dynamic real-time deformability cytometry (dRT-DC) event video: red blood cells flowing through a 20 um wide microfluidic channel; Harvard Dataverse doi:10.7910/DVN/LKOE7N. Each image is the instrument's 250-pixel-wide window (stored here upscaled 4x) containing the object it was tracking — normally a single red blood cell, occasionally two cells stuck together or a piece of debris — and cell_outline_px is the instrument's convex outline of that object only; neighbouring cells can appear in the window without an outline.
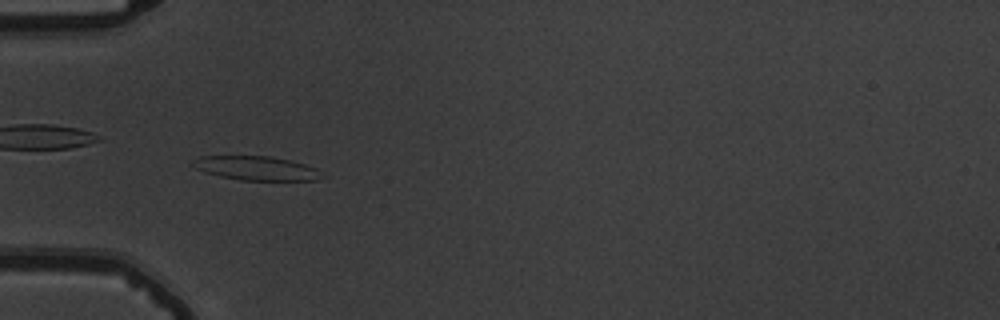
{"species": "common noctule bat (a hibernating species)", "species_latin": "Nyctalus noctula", "temperature_condition": "warm", "stored_images_in_passage": 54, "camera_frame_rate_fps": 3000, "um_per_image_px": 0.085, "animal": {"sex": "male", "body_mass_g": 19.5, "forearm_length_mm": 54.6}, "frame": {"image": 1, "passage_image": 18, "time_ms": 5.667, "image_size_px": [1000, 320], "cell_outline_px": [[324, 176], [316, 180], [240, 180], [220, 176], [204, 172], [196, 168], [192, 164], [192, 160], [200, 156], [272, 156], [292, 160], [316, 168]], "centroid_in_image_um": [21.78, 14.29], "position_along_channel_um": 63.2, "area_um2": 18.09}}
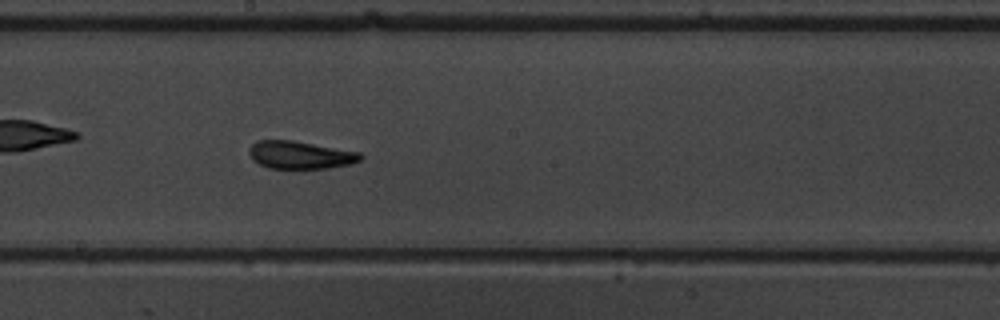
{"frame": {"image": 2, "passage_image": 31, "time_ms": 10.0, "image_size_px": [1000, 320], "cell_outline_px": [[364, 156], [360, 160], [352, 164], [328, 168], [268, 168], [252, 160], [248, 152], [248, 148], [256, 140], [292, 140], [360, 152]], "centroid_in_image_um": [25.51, 13.17], "position_along_channel_um": 222.7, "area_um2": 18.09}}
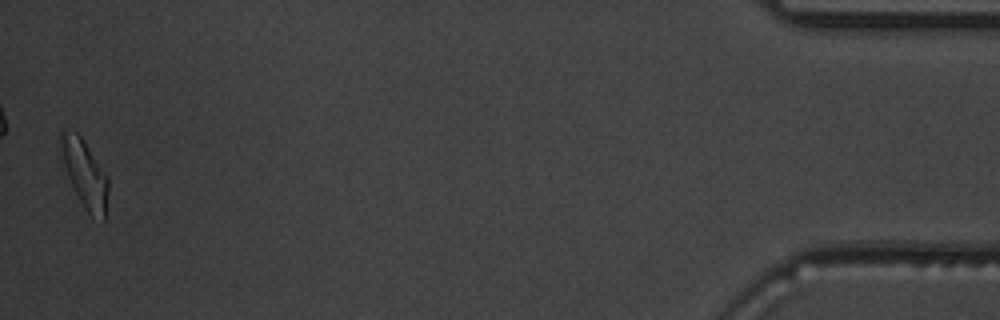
{"frame": {"image": 3, "passage_image": 54, "time_ms": 17.667, "image_size_px": [1000, 320], "cell_outline_px": [[108, 192], [104, 220], [92, 216], [84, 208], [68, 176], [64, 164], [60, 140], [60, 128], [76, 132], [84, 140], [108, 176]], "centroid_in_image_um": [7.22, 14.73], "position_along_channel_um": 428.0, "area_um2": 18.32}, "authors_computed_cell_mechanics": {"area_um2": 18.3226, "velocity_mm_per_s": 3.7665, "shape_relaxation_time_tau1_ms": 3.9755, "shape_relaxation_time_tau2_ms": 1.6804, "deformation_change_tau1": 0.186, "deformation_change_tau2": 0.1035}}